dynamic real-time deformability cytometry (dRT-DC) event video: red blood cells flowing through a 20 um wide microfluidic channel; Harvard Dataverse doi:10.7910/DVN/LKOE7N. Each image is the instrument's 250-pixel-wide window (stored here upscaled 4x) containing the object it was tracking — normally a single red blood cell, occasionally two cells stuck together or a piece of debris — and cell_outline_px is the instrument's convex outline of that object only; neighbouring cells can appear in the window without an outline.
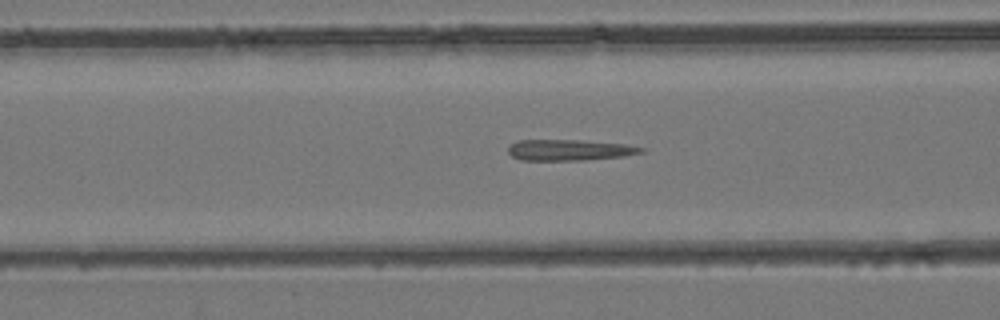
{"species": "common noctule bat (a hibernating species)", "species_latin": "Nyctalus noctula", "temperature_condition": "room temperature", "stored_images_in_passage": 38, "camera_frame_rate_fps": 3000, "um_per_image_px": 0.085, "animal": {"sex": "female", "body_mass_g": 24.6, "forearm_length_mm": 56.2}, "frame": {"image": 1, "passage_image": 17, "time_ms": 5.333, "image_size_px": [1000, 320], "cell_outline_px": [[644, 152], [624, 156], [584, 160], [520, 160], [512, 156], [508, 152], [508, 144], [516, 140], [580, 140], [624, 144], [644, 148]], "centroid_in_image_um": [48.35, 12.75], "position_along_channel_um": 118.3, "area_um2": 16.3}}
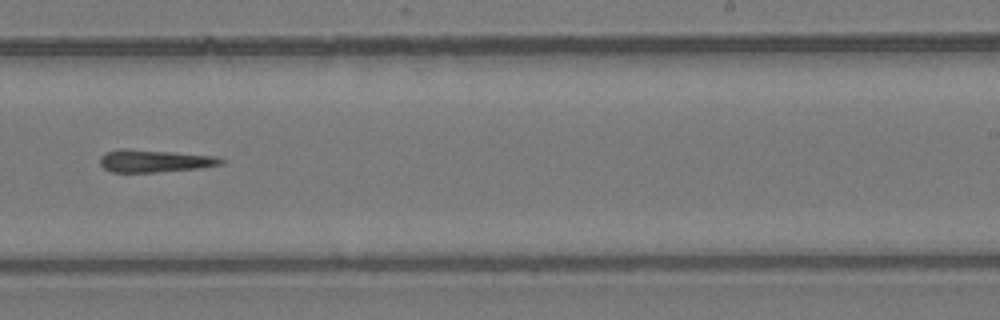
{"frame": {"image": 2, "passage_image": 27, "time_ms": 8.667, "image_size_px": [1000, 320], "cell_outline_px": [[224, 164], [200, 168], [156, 172], [112, 172], [104, 168], [100, 164], [100, 156], [104, 152], [120, 148], [128, 148], [172, 152], [212, 156], [224, 160]], "centroid_in_image_um": [13.07, 13.67], "position_along_channel_um": 275.9, "area_um2": 15.9}}
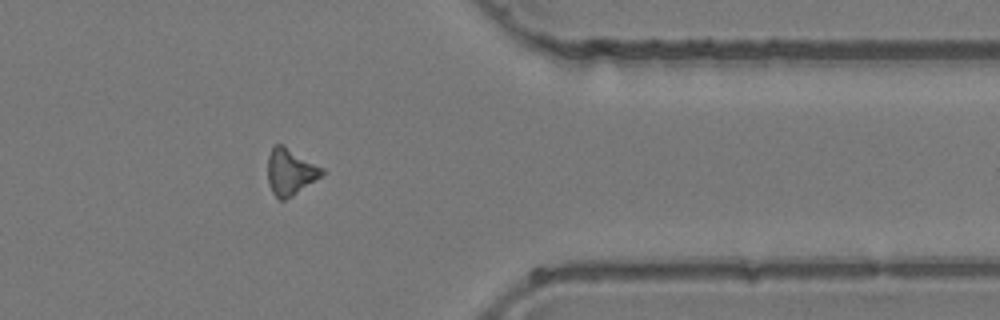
{"frame": {"image": 3, "passage_image": 35, "time_ms": 11.333, "image_size_px": [1000, 320], "cell_outline_px": [[324, 172], [320, 176], [292, 196], [284, 200], [280, 200], [272, 192], [268, 184], [268, 156], [272, 148], [276, 144], [284, 144], [324, 168]], "centroid_in_image_um": [24.66, 14.58], "position_along_channel_um": 386.7, "area_um2": 14.62}}